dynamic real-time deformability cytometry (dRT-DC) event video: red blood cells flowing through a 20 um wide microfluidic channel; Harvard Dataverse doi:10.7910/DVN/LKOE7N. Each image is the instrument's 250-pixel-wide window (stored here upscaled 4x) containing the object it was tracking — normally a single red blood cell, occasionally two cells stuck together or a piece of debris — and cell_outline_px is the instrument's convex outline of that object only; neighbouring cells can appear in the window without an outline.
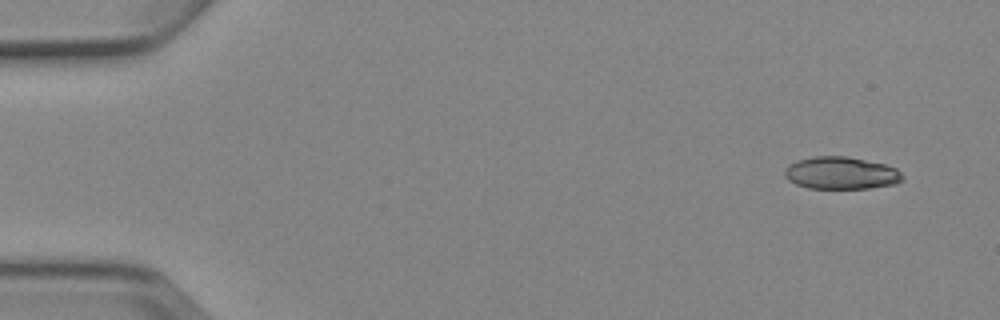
{"species": "Egyptian fruit bat (a non-hibernating species)", "species_latin": "Rousettus aegyptiacus", "temperature_condition": "cold", "stored_images_in_passage": 5, "camera_frame_rate_fps": 3000, "um_per_image_px": 0.085, "animal": {"sex": "female"}, "frame": {"image": 1, "passage_image": 1, "time_ms": 0.0, "image_size_px": [1000, 320], "cell_outline_px": [[904, 180], [896, 184], [868, 188], [808, 188], [796, 184], [788, 180], [784, 176], [784, 172], [788, 164], [796, 160], [812, 156], [848, 156], [884, 164], [896, 168], [904, 176]], "centroid_in_image_um": [71.48, 14.7], "position_along_channel_um": 13.5, "area_um2": 22.43}}
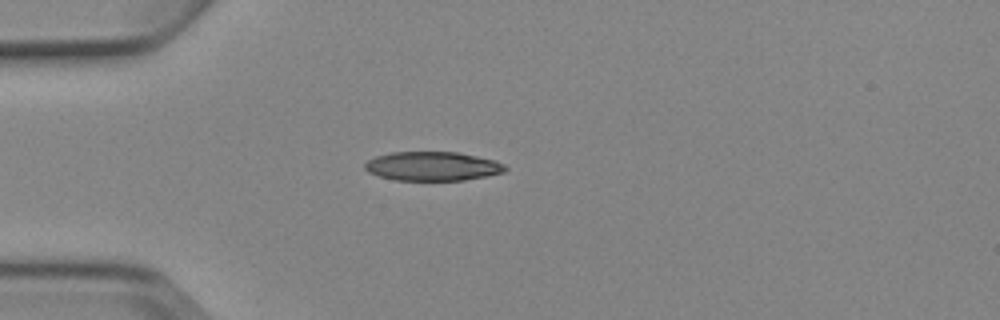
{"frame": {"image": 2, "passage_image": 4, "time_ms": 3.667, "image_size_px": [1000, 320], "cell_outline_px": [[508, 168], [504, 172], [488, 176], [464, 180], [396, 180], [380, 176], [368, 172], [364, 168], [364, 164], [368, 160], [376, 156], [392, 152], [456, 152], [476, 156], [492, 160], [504, 164]], "centroid_in_image_um": [36.76, 14.13], "position_along_channel_um": 48.2, "area_um2": 23.64}}